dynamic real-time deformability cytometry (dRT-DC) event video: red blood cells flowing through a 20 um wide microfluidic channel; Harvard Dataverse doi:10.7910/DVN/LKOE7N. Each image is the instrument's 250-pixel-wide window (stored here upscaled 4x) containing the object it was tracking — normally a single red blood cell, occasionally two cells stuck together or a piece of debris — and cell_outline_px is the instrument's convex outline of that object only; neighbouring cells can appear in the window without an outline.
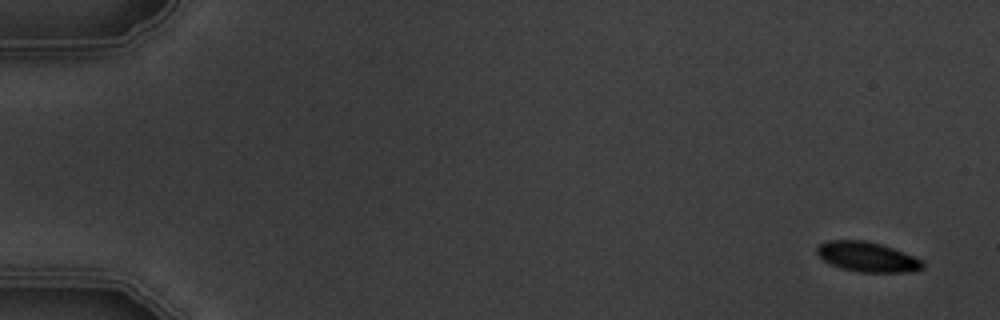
{"species": "common noctule bat (a hibernating species)", "species_latin": "Nyctalus noctula", "temperature_condition": "warm", "stored_images_in_passage": 5, "camera_frame_rate_fps": 3000, "um_per_image_px": 0.085, "animal": {"sex": "male", "body_mass_g": 19.5, "forearm_length_mm": 54.6}, "frame": {"image": 1, "passage_image": 1, "time_ms": 0.0, "image_size_px": [1000, 320], "cell_outline_px": [[924, 268], [908, 272], [860, 272], [840, 268], [824, 260], [816, 252], [816, 248], [820, 244], [828, 240], [864, 240], [880, 244], [904, 252], [924, 260]], "centroid_in_image_um": [73.74, 21.83], "position_along_channel_um": 11.3, "area_um2": 18.38}}
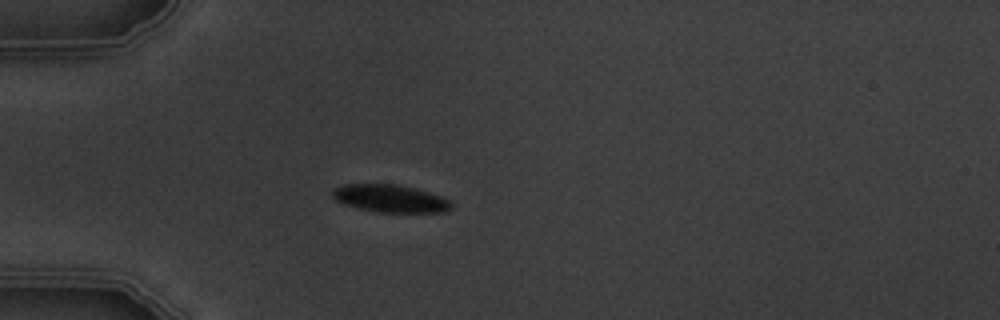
{"frame": {"image": 2, "passage_image": 5, "time_ms": 4.667, "image_size_px": [1000, 320], "cell_outline_px": [[452, 208], [444, 212], [376, 212], [344, 204], [336, 200], [332, 196], [332, 188], [344, 184], [396, 184], [416, 188], [444, 196], [452, 204]], "centroid_in_image_um": [33.18, 16.86], "position_along_channel_um": 51.8, "area_um2": 19.25}}